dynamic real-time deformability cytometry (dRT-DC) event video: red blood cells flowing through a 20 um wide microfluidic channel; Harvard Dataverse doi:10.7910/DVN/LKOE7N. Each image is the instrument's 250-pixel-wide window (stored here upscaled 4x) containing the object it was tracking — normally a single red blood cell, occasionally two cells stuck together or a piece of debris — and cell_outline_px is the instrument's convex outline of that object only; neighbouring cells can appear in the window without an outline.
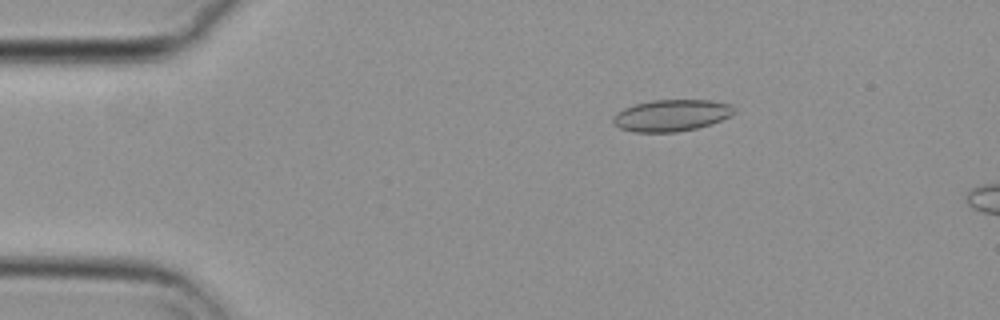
{"species": "common noctule bat (a hibernating species)", "species_latin": "Nyctalus noctula", "temperature_condition": "cold", "stored_images_in_passage": 6, "camera_frame_rate_fps": 3000, "um_per_image_px": 0.085, "animal": {"sex": "female", "body_mass_g": 29.2, "forearm_length_mm": 56.3}, "frame": {"image": 1, "passage_image": 1, "time_ms": 0.0, "image_size_px": [1000, 320], "cell_outline_px": [[736, 112], [712, 124], [696, 128], [676, 132], [632, 132], [620, 128], [612, 120], [612, 116], [616, 112], [624, 108], [636, 104], [652, 100], [712, 100], [732, 104]], "centroid_in_image_um": [57.07, 9.8], "position_along_channel_um": 27.9, "area_um2": 22.37}}